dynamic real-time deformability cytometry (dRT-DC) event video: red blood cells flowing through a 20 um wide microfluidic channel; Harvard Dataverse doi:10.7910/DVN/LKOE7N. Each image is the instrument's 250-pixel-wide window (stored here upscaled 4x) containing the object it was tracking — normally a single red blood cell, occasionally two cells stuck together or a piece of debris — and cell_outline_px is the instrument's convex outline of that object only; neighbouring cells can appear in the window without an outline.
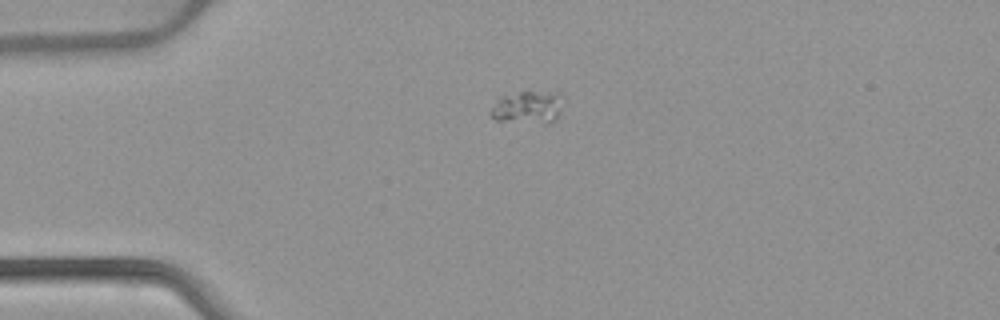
{"species": "common noctule bat (a hibernating species)", "species_latin": "Nyctalus noctula", "temperature_condition": "warm", "stored_images_in_passage": 29, "camera_frame_rate_fps": 3000, "um_per_image_px": 0.085, "animal": {"sex": "female", "body_mass_g": 22.7, "forearm_length_mm": 54.2}, "frame": {"image": 1, "passage_image": 1, "time_ms": 0.0, "image_size_px": [1000, 320], "cell_outline_px": [[556, 120], [548, 124], [496, 120], [488, 112], [496, 100], [500, 96], [524, 88], [556, 96]], "centroid_in_image_um": [44.65, 9.12], "position_along_channel_um": 40.4, "area_um2": 13.41}}
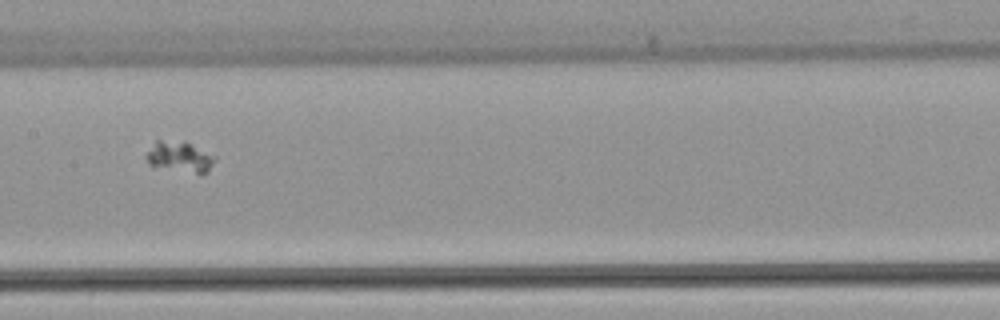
{"frame": {"image": 2, "passage_image": 15, "time_ms": 4.667, "image_size_px": [1000, 320], "cell_outline_px": [[216, 160], [208, 172], [200, 176], [148, 164], [144, 156], [156, 140], [184, 140], [216, 156]], "centroid_in_image_um": [15.32, 13.34], "position_along_channel_um": 192.1, "area_um2": 12.77}}
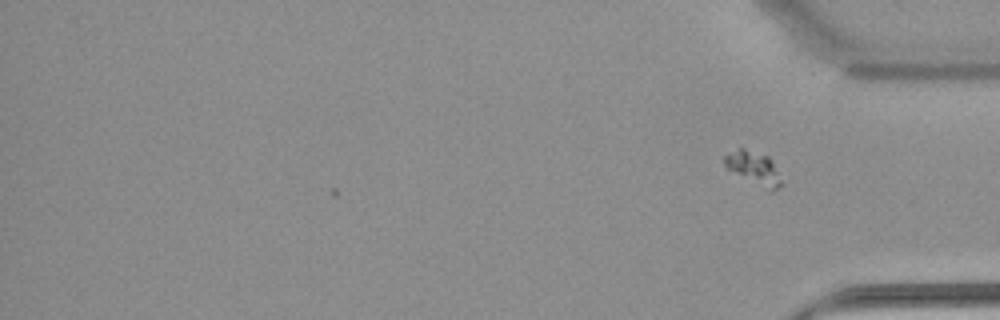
{"frame": {"image": 3, "passage_image": 29, "time_ms": 9.333, "image_size_px": [1000, 320], "cell_outline_px": [[784, 184], [772, 192], [768, 192], [728, 168], [724, 164], [724, 156], [740, 148], [744, 148], [768, 156], [784, 180]], "centroid_in_image_um": [64.16, 14.34], "position_along_channel_um": 371.0, "area_um2": 11.04}}